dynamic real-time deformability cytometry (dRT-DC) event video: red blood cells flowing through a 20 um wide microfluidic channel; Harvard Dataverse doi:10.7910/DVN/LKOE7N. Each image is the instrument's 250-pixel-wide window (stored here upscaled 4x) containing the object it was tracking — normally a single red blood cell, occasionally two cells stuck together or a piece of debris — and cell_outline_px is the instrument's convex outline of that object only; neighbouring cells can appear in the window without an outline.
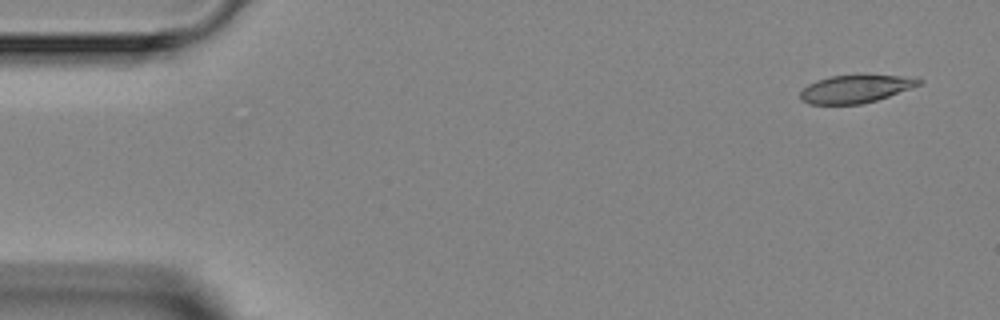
{"species": "Egyptian fruit bat (a non-hibernating species)", "species_latin": "Rousettus aegyptiacus", "temperature_condition": "room temperature", "stored_images_in_passage": 4, "camera_frame_rate_fps": 3000, "um_per_image_px": 0.085, "animal": {"sex": "female"}, "frame": {"image": 1, "passage_image": 1, "time_ms": 0.0, "image_size_px": [1000, 320], "cell_outline_px": [[924, 80], [920, 84], [912, 88], [876, 100], [860, 104], [808, 104], [800, 100], [800, 92], [808, 84], [816, 80], [828, 76], [920, 76]], "centroid_in_image_um": [72.74, 7.56], "position_along_channel_um": 12.3, "area_um2": 19.19}}
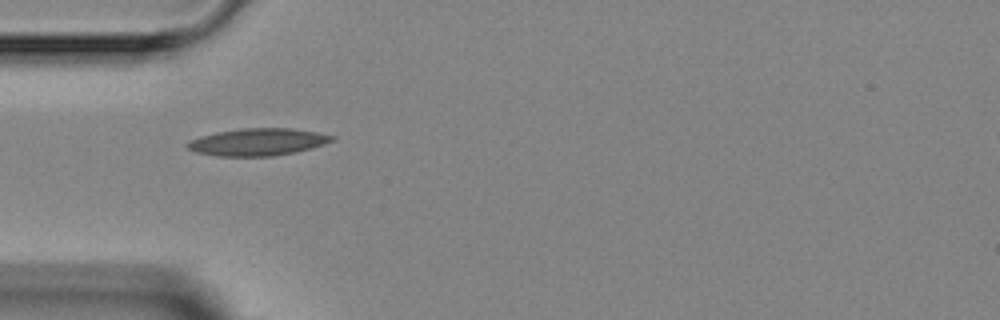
{"frame": {"image": 2, "passage_image": 4, "time_ms": 4.0, "image_size_px": [1000, 320], "cell_outline_px": [[336, 140], [312, 148], [296, 152], [272, 156], [216, 156], [196, 152], [188, 148], [184, 144], [200, 136], [216, 132], [240, 128], [292, 128], [316, 132], [336, 136]], "centroid_in_image_um": [21.93, 12.06], "position_along_channel_um": 63.1, "area_um2": 23.06}}